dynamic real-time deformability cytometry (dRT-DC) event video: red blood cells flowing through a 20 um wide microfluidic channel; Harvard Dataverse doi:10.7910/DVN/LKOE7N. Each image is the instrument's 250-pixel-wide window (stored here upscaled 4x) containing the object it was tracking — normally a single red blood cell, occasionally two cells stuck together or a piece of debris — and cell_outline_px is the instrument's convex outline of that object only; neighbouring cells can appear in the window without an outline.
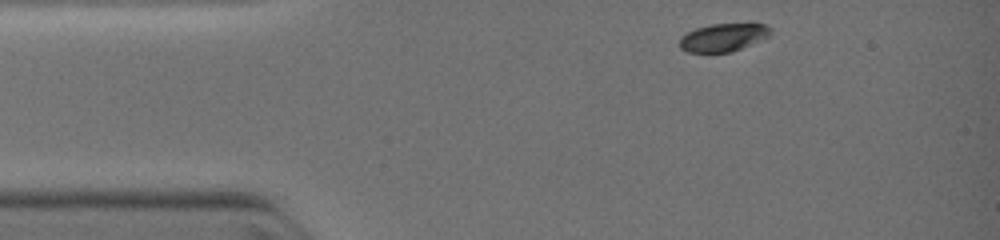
{"species": "common noctule bat (a hibernating species)", "species_latin": "Nyctalus noctula", "temperature_condition": "warm", "stored_images_in_passage": 3, "camera_frame_rate_fps": 3000, "um_per_image_px": 0.085, "animal": {"sex": "female", "body_mass_g": 19.0, "forearm_length_mm": 51.5}, "frame": {"image": 1, "passage_image": 1, "time_ms": 0.0, "image_size_px": [1000, 240], "cell_outline_px": [[772, 28], [768, 36], [732, 52], [688, 52], [680, 48], [680, 36], [696, 28], [712, 24], [752, 20], [764, 24]], "centroid_in_image_um": [61.53, 3.12], "position_along_channel_um": 23.5, "area_um2": 15.32}}
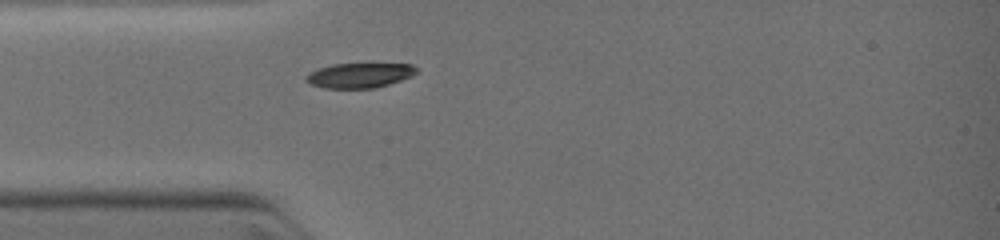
{"frame": {"image": 2, "passage_image": 3, "time_ms": 1.667, "image_size_px": [1000, 240], "cell_outline_px": [[420, 72], [412, 76], [376, 88], [324, 88], [312, 84], [304, 80], [304, 76], [308, 72], [316, 68], [332, 64], [412, 64]], "centroid_in_image_um": [30.53, 6.4], "position_along_channel_um": 54.5, "area_um2": 16.13}}